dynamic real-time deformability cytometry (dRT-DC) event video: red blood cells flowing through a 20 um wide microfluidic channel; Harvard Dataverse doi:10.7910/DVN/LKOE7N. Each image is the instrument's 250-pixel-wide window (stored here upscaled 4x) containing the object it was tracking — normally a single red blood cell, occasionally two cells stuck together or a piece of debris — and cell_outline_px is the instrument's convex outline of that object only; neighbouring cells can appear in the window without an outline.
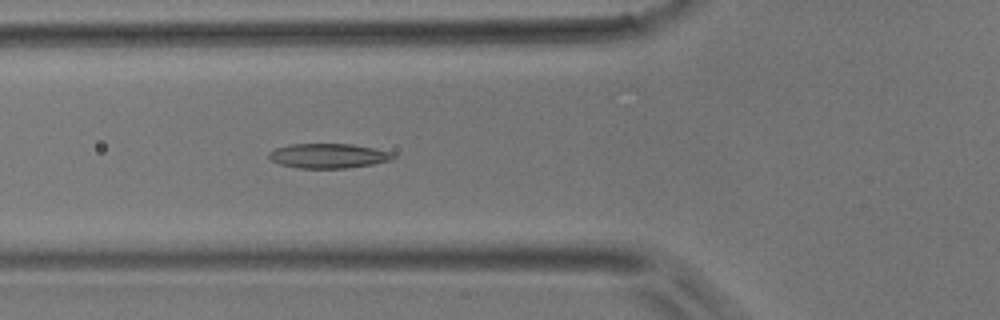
{"species": "common noctule bat (a hibernating species)", "species_latin": "Nyctalus noctula", "temperature_condition": "room temperature", "stored_images_in_passage": 36, "camera_frame_rate_fps": 3000, "um_per_image_px": 0.085, "animal": {"sex": "male", "body_mass_g": 17.9}, "frame": {"image": 1, "passage_image": 4, "time_ms": 1.0, "image_size_px": [1000, 320], "cell_outline_px": [[396, 156], [388, 160], [372, 164], [344, 168], [296, 168], [280, 164], [272, 160], [268, 156], [268, 152], [276, 148], [292, 144], [352, 144], [376, 148], [396, 152]], "centroid_in_image_um": [27.93, 13.24], "position_along_channel_um": 97.9, "area_um2": 17.86}}
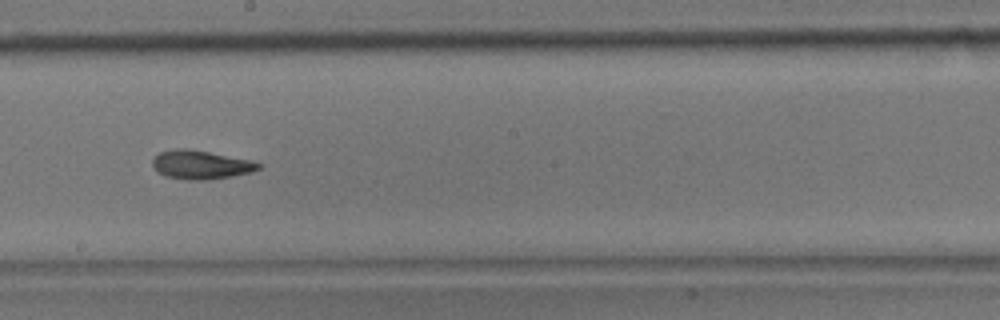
{"frame": {"image": 2, "passage_image": 14, "time_ms": 4.333, "image_size_px": [1000, 320], "cell_outline_px": [[260, 168], [252, 172], [232, 176], [204, 180], [188, 180], [164, 176], [152, 164], [152, 160], [160, 152], [176, 148], [184, 148], [208, 152], [252, 160], [260, 164]], "centroid_in_image_um": [17.08, 14.0], "position_along_channel_um": 231.1, "area_um2": 17.51}}
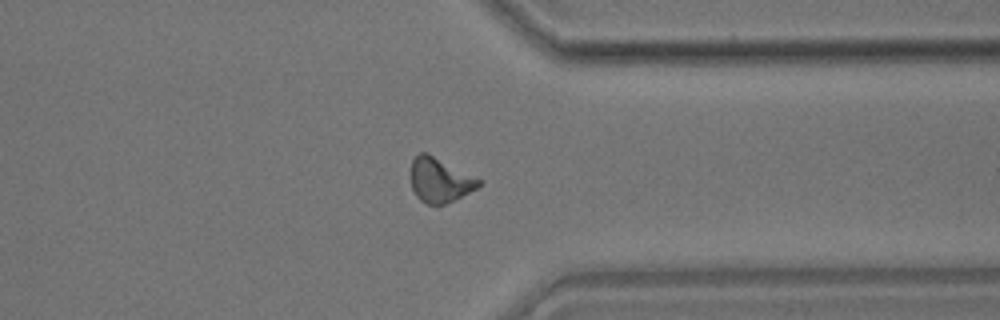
{"frame": {"image": 3, "passage_image": 25, "time_ms": 8.0, "image_size_px": [1000, 320], "cell_outline_px": [[484, 180], [476, 188], [444, 204], [428, 204], [420, 200], [416, 196], [412, 188], [412, 160], [420, 152], [428, 152]], "centroid_in_image_um": [37.4, 15.27], "position_along_channel_um": 374.0, "area_um2": 17.51}}